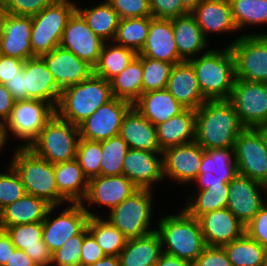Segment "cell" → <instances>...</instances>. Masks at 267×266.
Returning <instances> with one entry per match:
<instances>
[{"label": "cell", "instance_id": "1", "mask_svg": "<svg viewBox=\"0 0 267 266\" xmlns=\"http://www.w3.org/2000/svg\"><path fill=\"white\" fill-rule=\"evenodd\" d=\"M195 113V141L205 151L234 147L245 129L229 100H207Z\"/></svg>", "mask_w": 267, "mask_h": 266}, {"label": "cell", "instance_id": "2", "mask_svg": "<svg viewBox=\"0 0 267 266\" xmlns=\"http://www.w3.org/2000/svg\"><path fill=\"white\" fill-rule=\"evenodd\" d=\"M156 232L160 236L163 253L192 263L206 247L199 220L184 209L180 214L161 217Z\"/></svg>", "mask_w": 267, "mask_h": 266}, {"label": "cell", "instance_id": "3", "mask_svg": "<svg viewBox=\"0 0 267 266\" xmlns=\"http://www.w3.org/2000/svg\"><path fill=\"white\" fill-rule=\"evenodd\" d=\"M113 98L110 81L92 73L84 81L63 89L55 110L60 118L78 126Z\"/></svg>", "mask_w": 267, "mask_h": 266}, {"label": "cell", "instance_id": "4", "mask_svg": "<svg viewBox=\"0 0 267 266\" xmlns=\"http://www.w3.org/2000/svg\"><path fill=\"white\" fill-rule=\"evenodd\" d=\"M196 74L201 92L206 100H228L234 81V58L229 48L209 49L188 61Z\"/></svg>", "mask_w": 267, "mask_h": 266}, {"label": "cell", "instance_id": "5", "mask_svg": "<svg viewBox=\"0 0 267 266\" xmlns=\"http://www.w3.org/2000/svg\"><path fill=\"white\" fill-rule=\"evenodd\" d=\"M10 165L19 175L27 194L45 200L51 206H59L54 164L38 157L29 148L18 147Z\"/></svg>", "mask_w": 267, "mask_h": 266}, {"label": "cell", "instance_id": "6", "mask_svg": "<svg viewBox=\"0 0 267 266\" xmlns=\"http://www.w3.org/2000/svg\"><path fill=\"white\" fill-rule=\"evenodd\" d=\"M79 139L78 126L55 113L28 148L38 157L56 164L76 158Z\"/></svg>", "mask_w": 267, "mask_h": 266}, {"label": "cell", "instance_id": "7", "mask_svg": "<svg viewBox=\"0 0 267 266\" xmlns=\"http://www.w3.org/2000/svg\"><path fill=\"white\" fill-rule=\"evenodd\" d=\"M77 9L72 0H55L39 14L31 16V46L33 57L49 53L60 42L68 20Z\"/></svg>", "mask_w": 267, "mask_h": 266}, {"label": "cell", "instance_id": "8", "mask_svg": "<svg viewBox=\"0 0 267 266\" xmlns=\"http://www.w3.org/2000/svg\"><path fill=\"white\" fill-rule=\"evenodd\" d=\"M55 113V108L42 100L28 99L14 102L11 116L2 126L5 143L7 135L11 134L13 138L26 140L23 145L17 147L28 148Z\"/></svg>", "mask_w": 267, "mask_h": 266}, {"label": "cell", "instance_id": "9", "mask_svg": "<svg viewBox=\"0 0 267 266\" xmlns=\"http://www.w3.org/2000/svg\"><path fill=\"white\" fill-rule=\"evenodd\" d=\"M152 190L139 189L109 211L107 221L127 239L146 236L155 229L149 228L152 219Z\"/></svg>", "mask_w": 267, "mask_h": 266}, {"label": "cell", "instance_id": "10", "mask_svg": "<svg viewBox=\"0 0 267 266\" xmlns=\"http://www.w3.org/2000/svg\"><path fill=\"white\" fill-rule=\"evenodd\" d=\"M229 48L234 58L235 79L267 83V34H244Z\"/></svg>", "mask_w": 267, "mask_h": 266}, {"label": "cell", "instance_id": "11", "mask_svg": "<svg viewBox=\"0 0 267 266\" xmlns=\"http://www.w3.org/2000/svg\"><path fill=\"white\" fill-rule=\"evenodd\" d=\"M228 100L245 128L267 124V83L235 79Z\"/></svg>", "mask_w": 267, "mask_h": 266}, {"label": "cell", "instance_id": "12", "mask_svg": "<svg viewBox=\"0 0 267 266\" xmlns=\"http://www.w3.org/2000/svg\"><path fill=\"white\" fill-rule=\"evenodd\" d=\"M84 203H71L59 216L49 219L56 206H51L43 221V241L51 253L61 248L71 237L78 235L88 223L90 216H98L89 211Z\"/></svg>", "mask_w": 267, "mask_h": 266}, {"label": "cell", "instance_id": "13", "mask_svg": "<svg viewBox=\"0 0 267 266\" xmlns=\"http://www.w3.org/2000/svg\"><path fill=\"white\" fill-rule=\"evenodd\" d=\"M238 174L263 185L267 183V147L257 128H245L234 145Z\"/></svg>", "mask_w": 267, "mask_h": 266}, {"label": "cell", "instance_id": "14", "mask_svg": "<svg viewBox=\"0 0 267 266\" xmlns=\"http://www.w3.org/2000/svg\"><path fill=\"white\" fill-rule=\"evenodd\" d=\"M132 107L129 101L113 98L78 125L80 138L102 142L119 135L123 118Z\"/></svg>", "mask_w": 267, "mask_h": 266}, {"label": "cell", "instance_id": "15", "mask_svg": "<svg viewBox=\"0 0 267 266\" xmlns=\"http://www.w3.org/2000/svg\"><path fill=\"white\" fill-rule=\"evenodd\" d=\"M104 41L88 26L82 15L76 10L63 30L60 47L71 51L92 68L99 60Z\"/></svg>", "mask_w": 267, "mask_h": 266}, {"label": "cell", "instance_id": "16", "mask_svg": "<svg viewBox=\"0 0 267 266\" xmlns=\"http://www.w3.org/2000/svg\"><path fill=\"white\" fill-rule=\"evenodd\" d=\"M205 150L196 142L172 146L162 151L163 175L178 184L194 182Z\"/></svg>", "mask_w": 267, "mask_h": 266}, {"label": "cell", "instance_id": "17", "mask_svg": "<svg viewBox=\"0 0 267 266\" xmlns=\"http://www.w3.org/2000/svg\"><path fill=\"white\" fill-rule=\"evenodd\" d=\"M260 191L265 193V185L241 174L229 182L226 208L245 227L267 202L262 199Z\"/></svg>", "mask_w": 267, "mask_h": 266}, {"label": "cell", "instance_id": "18", "mask_svg": "<svg viewBox=\"0 0 267 266\" xmlns=\"http://www.w3.org/2000/svg\"><path fill=\"white\" fill-rule=\"evenodd\" d=\"M31 16L0 12V54L20 60L33 57Z\"/></svg>", "mask_w": 267, "mask_h": 266}, {"label": "cell", "instance_id": "19", "mask_svg": "<svg viewBox=\"0 0 267 266\" xmlns=\"http://www.w3.org/2000/svg\"><path fill=\"white\" fill-rule=\"evenodd\" d=\"M160 155L162 152L129 149L123 160L122 175L139 189L153 190V184L164 180L163 157Z\"/></svg>", "mask_w": 267, "mask_h": 266}, {"label": "cell", "instance_id": "20", "mask_svg": "<svg viewBox=\"0 0 267 266\" xmlns=\"http://www.w3.org/2000/svg\"><path fill=\"white\" fill-rule=\"evenodd\" d=\"M40 57L61 91L84 81L93 73V68L89 64L60 46Z\"/></svg>", "mask_w": 267, "mask_h": 266}, {"label": "cell", "instance_id": "21", "mask_svg": "<svg viewBox=\"0 0 267 266\" xmlns=\"http://www.w3.org/2000/svg\"><path fill=\"white\" fill-rule=\"evenodd\" d=\"M22 71L24 73L25 100H42L50 103L56 109L61 90L44 60L40 56L27 59Z\"/></svg>", "mask_w": 267, "mask_h": 266}, {"label": "cell", "instance_id": "22", "mask_svg": "<svg viewBox=\"0 0 267 266\" xmlns=\"http://www.w3.org/2000/svg\"><path fill=\"white\" fill-rule=\"evenodd\" d=\"M138 190L139 188L124 175H99L89 179L84 202L87 201L90 206L104 205L110 211Z\"/></svg>", "mask_w": 267, "mask_h": 266}, {"label": "cell", "instance_id": "23", "mask_svg": "<svg viewBox=\"0 0 267 266\" xmlns=\"http://www.w3.org/2000/svg\"><path fill=\"white\" fill-rule=\"evenodd\" d=\"M198 220L206 246L222 247L245 234V226L227 208L207 212Z\"/></svg>", "mask_w": 267, "mask_h": 266}, {"label": "cell", "instance_id": "24", "mask_svg": "<svg viewBox=\"0 0 267 266\" xmlns=\"http://www.w3.org/2000/svg\"><path fill=\"white\" fill-rule=\"evenodd\" d=\"M173 34L171 19L150 17V27L146 43L138 55L168 63L183 62L179 57Z\"/></svg>", "mask_w": 267, "mask_h": 266}, {"label": "cell", "instance_id": "25", "mask_svg": "<svg viewBox=\"0 0 267 266\" xmlns=\"http://www.w3.org/2000/svg\"><path fill=\"white\" fill-rule=\"evenodd\" d=\"M166 89L187 109H198L207 100L199 87L193 66L188 61L174 64Z\"/></svg>", "mask_w": 267, "mask_h": 266}, {"label": "cell", "instance_id": "26", "mask_svg": "<svg viewBox=\"0 0 267 266\" xmlns=\"http://www.w3.org/2000/svg\"><path fill=\"white\" fill-rule=\"evenodd\" d=\"M5 231L16 249L24 250L37 266L52 265V253L43 241V222L14 225Z\"/></svg>", "mask_w": 267, "mask_h": 266}, {"label": "cell", "instance_id": "27", "mask_svg": "<svg viewBox=\"0 0 267 266\" xmlns=\"http://www.w3.org/2000/svg\"><path fill=\"white\" fill-rule=\"evenodd\" d=\"M54 173L59 191V205L65 203H83L87 192L89 179L84 175L78 160L54 164Z\"/></svg>", "mask_w": 267, "mask_h": 266}, {"label": "cell", "instance_id": "28", "mask_svg": "<svg viewBox=\"0 0 267 266\" xmlns=\"http://www.w3.org/2000/svg\"><path fill=\"white\" fill-rule=\"evenodd\" d=\"M119 135L130 149L162 152L156 126L132 107L124 116Z\"/></svg>", "mask_w": 267, "mask_h": 266}, {"label": "cell", "instance_id": "29", "mask_svg": "<svg viewBox=\"0 0 267 266\" xmlns=\"http://www.w3.org/2000/svg\"><path fill=\"white\" fill-rule=\"evenodd\" d=\"M191 14L206 39L208 33L238 31L229 0H202Z\"/></svg>", "mask_w": 267, "mask_h": 266}, {"label": "cell", "instance_id": "30", "mask_svg": "<svg viewBox=\"0 0 267 266\" xmlns=\"http://www.w3.org/2000/svg\"><path fill=\"white\" fill-rule=\"evenodd\" d=\"M133 107L154 126L166 122L185 109L167 89L142 93Z\"/></svg>", "mask_w": 267, "mask_h": 266}, {"label": "cell", "instance_id": "31", "mask_svg": "<svg viewBox=\"0 0 267 266\" xmlns=\"http://www.w3.org/2000/svg\"><path fill=\"white\" fill-rule=\"evenodd\" d=\"M51 205L34 195L25 194L15 202L0 210V229L7 227L43 222Z\"/></svg>", "mask_w": 267, "mask_h": 266}, {"label": "cell", "instance_id": "32", "mask_svg": "<svg viewBox=\"0 0 267 266\" xmlns=\"http://www.w3.org/2000/svg\"><path fill=\"white\" fill-rule=\"evenodd\" d=\"M171 21L178 54L183 61H189L206 50V37L191 13L173 18Z\"/></svg>", "mask_w": 267, "mask_h": 266}, {"label": "cell", "instance_id": "33", "mask_svg": "<svg viewBox=\"0 0 267 266\" xmlns=\"http://www.w3.org/2000/svg\"><path fill=\"white\" fill-rule=\"evenodd\" d=\"M195 110L185 108L166 122L156 125L160 149L195 141Z\"/></svg>", "mask_w": 267, "mask_h": 266}, {"label": "cell", "instance_id": "34", "mask_svg": "<svg viewBox=\"0 0 267 266\" xmlns=\"http://www.w3.org/2000/svg\"><path fill=\"white\" fill-rule=\"evenodd\" d=\"M163 254L160 236L156 231L128 239L119 254L120 266H156Z\"/></svg>", "mask_w": 267, "mask_h": 266}, {"label": "cell", "instance_id": "35", "mask_svg": "<svg viewBox=\"0 0 267 266\" xmlns=\"http://www.w3.org/2000/svg\"><path fill=\"white\" fill-rule=\"evenodd\" d=\"M142 83V56L137 55L121 73L110 80L113 97L133 104L143 93Z\"/></svg>", "mask_w": 267, "mask_h": 266}, {"label": "cell", "instance_id": "36", "mask_svg": "<svg viewBox=\"0 0 267 266\" xmlns=\"http://www.w3.org/2000/svg\"><path fill=\"white\" fill-rule=\"evenodd\" d=\"M110 44L104 42L98 63L93 68L95 75L107 81L121 73L138 55L133 50L117 45L114 42H110Z\"/></svg>", "mask_w": 267, "mask_h": 266}, {"label": "cell", "instance_id": "37", "mask_svg": "<svg viewBox=\"0 0 267 266\" xmlns=\"http://www.w3.org/2000/svg\"><path fill=\"white\" fill-rule=\"evenodd\" d=\"M76 10L100 39L113 42L120 18L106 0L93 8L81 9L77 6Z\"/></svg>", "mask_w": 267, "mask_h": 266}, {"label": "cell", "instance_id": "38", "mask_svg": "<svg viewBox=\"0 0 267 266\" xmlns=\"http://www.w3.org/2000/svg\"><path fill=\"white\" fill-rule=\"evenodd\" d=\"M222 247L232 266H266L267 250L246 233Z\"/></svg>", "mask_w": 267, "mask_h": 266}, {"label": "cell", "instance_id": "39", "mask_svg": "<svg viewBox=\"0 0 267 266\" xmlns=\"http://www.w3.org/2000/svg\"><path fill=\"white\" fill-rule=\"evenodd\" d=\"M229 183L210 185L207 189H197L183 208L190 216L199 218L203 214L227 207Z\"/></svg>", "mask_w": 267, "mask_h": 266}, {"label": "cell", "instance_id": "40", "mask_svg": "<svg viewBox=\"0 0 267 266\" xmlns=\"http://www.w3.org/2000/svg\"><path fill=\"white\" fill-rule=\"evenodd\" d=\"M87 228L105 256H119L128 240L122 232L101 216H90Z\"/></svg>", "mask_w": 267, "mask_h": 266}, {"label": "cell", "instance_id": "41", "mask_svg": "<svg viewBox=\"0 0 267 266\" xmlns=\"http://www.w3.org/2000/svg\"><path fill=\"white\" fill-rule=\"evenodd\" d=\"M150 27V17L120 19L113 42L137 54L144 47Z\"/></svg>", "mask_w": 267, "mask_h": 266}, {"label": "cell", "instance_id": "42", "mask_svg": "<svg viewBox=\"0 0 267 266\" xmlns=\"http://www.w3.org/2000/svg\"><path fill=\"white\" fill-rule=\"evenodd\" d=\"M234 157V147L204 151L199 174L212 172L229 183L238 174Z\"/></svg>", "mask_w": 267, "mask_h": 266}, {"label": "cell", "instance_id": "43", "mask_svg": "<svg viewBox=\"0 0 267 266\" xmlns=\"http://www.w3.org/2000/svg\"><path fill=\"white\" fill-rule=\"evenodd\" d=\"M237 30L267 23V0H229Z\"/></svg>", "mask_w": 267, "mask_h": 266}, {"label": "cell", "instance_id": "44", "mask_svg": "<svg viewBox=\"0 0 267 266\" xmlns=\"http://www.w3.org/2000/svg\"><path fill=\"white\" fill-rule=\"evenodd\" d=\"M102 156L100 175H122L123 160L129 151L127 143L120 135L101 142Z\"/></svg>", "mask_w": 267, "mask_h": 266}, {"label": "cell", "instance_id": "45", "mask_svg": "<svg viewBox=\"0 0 267 266\" xmlns=\"http://www.w3.org/2000/svg\"><path fill=\"white\" fill-rule=\"evenodd\" d=\"M172 63L142 56L143 93L166 89Z\"/></svg>", "mask_w": 267, "mask_h": 266}, {"label": "cell", "instance_id": "46", "mask_svg": "<svg viewBox=\"0 0 267 266\" xmlns=\"http://www.w3.org/2000/svg\"><path fill=\"white\" fill-rule=\"evenodd\" d=\"M101 156V142L79 139L76 159L88 179L100 175Z\"/></svg>", "mask_w": 267, "mask_h": 266}, {"label": "cell", "instance_id": "47", "mask_svg": "<svg viewBox=\"0 0 267 266\" xmlns=\"http://www.w3.org/2000/svg\"><path fill=\"white\" fill-rule=\"evenodd\" d=\"M87 226L78 234L68 239L61 248L52 253V264L56 266H81V250Z\"/></svg>", "mask_w": 267, "mask_h": 266}, {"label": "cell", "instance_id": "48", "mask_svg": "<svg viewBox=\"0 0 267 266\" xmlns=\"http://www.w3.org/2000/svg\"><path fill=\"white\" fill-rule=\"evenodd\" d=\"M25 194L27 193L19 175L9 164L8 170L0 173V210Z\"/></svg>", "mask_w": 267, "mask_h": 266}, {"label": "cell", "instance_id": "49", "mask_svg": "<svg viewBox=\"0 0 267 266\" xmlns=\"http://www.w3.org/2000/svg\"><path fill=\"white\" fill-rule=\"evenodd\" d=\"M55 0H4L0 4V12L14 15L34 16Z\"/></svg>", "mask_w": 267, "mask_h": 266}, {"label": "cell", "instance_id": "50", "mask_svg": "<svg viewBox=\"0 0 267 266\" xmlns=\"http://www.w3.org/2000/svg\"><path fill=\"white\" fill-rule=\"evenodd\" d=\"M120 19L152 17L149 0H106Z\"/></svg>", "mask_w": 267, "mask_h": 266}, {"label": "cell", "instance_id": "51", "mask_svg": "<svg viewBox=\"0 0 267 266\" xmlns=\"http://www.w3.org/2000/svg\"><path fill=\"white\" fill-rule=\"evenodd\" d=\"M152 17L156 19H173L188 14L181 0H149Z\"/></svg>", "mask_w": 267, "mask_h": 266}, {"label": "cell", "instance_id": "52", "mask_svg": "<svg viewBox=\"0 0 267 266\" xmlns=\"http://www.w3.org/2000/svg\"><path fill=\"white\" fill-rule=\"evenodd\" d=\"M245 233L267 250V202L247 224Z\"/></svg>", "mask_w": 267, "mask_h": 266}, {"label": "cell", "instance_id": "53", "mask_svg": "<svg viewBox=\"0 0 267 266\" xmlns=\"http://www.w3.org/2000/svg\"><path fill=\"white\" fill-rule=\"evenodd\" d=\"M194 266H232L223 247L206 246Z\"/></svg>", "mask_w": 267, "mask_h": 266}, {"label": "cell", "instance_id": "54", "mask_svg": "<svg viewBox=\"0 0 267 266\" xmlns=\"http://www.w3.org/2000/svg\"><path fill=\"white\" fill-rule=\"evenodd\" d=\"M105 256L96 239L88 232L84 236L81 250V266L96 263Z\"/></svg>", "mask_w": 267, "mask_h": 266}, {"label": "cell", "instance_id": "55", "mask_svg": "<svg viewBox=\"0 0 267 266\" xmlns=\"http://www.w3.org/2000/svg\"><path fill=\"white\" fill-rule=\"evenodd\" d=\"M24 60L0 54V83L6 84L19 73L24 65Z\"/></svg>", "mask_w": 267, "mask_h": 266}, {"label": "cell", "instance_id": "56", "mask_svg": "<svg viewBox=\"0 0 267 266\" xmlns=\"http://www.w3.org/2000/svg\"><path fill=\"white\" fill-rule=\"evenodd\" d=\"M14 102L10 91L0 83V124L2 126L11 116Z\"/></svg>", "mask_w": 267, "mask_h": 266}, {"label": "cell", "instance_id": "57", "mask_svg": "<svg viewBox=\"0 0 267 266\" xmlns=\"http://www.w3.org/2000/svg\"><path fill=\"white\" fill-rule=\"evenodd\" d=\"M5 86L10 91L15 102L25 100L24 73L22 70L9 80Z\"/></svg>", "mask_w": 267, "mask_h": 266}, {"label": "cell", "instance_id": "58", "mask_svg": "<svg viewBox=\"0 0 267 266\" xmlns=\"http://www.w3.org/2000/svg\"><path fill=\"white\" fill-rule=\"evenodd\" d=\"M11 237L5 230L0 229V265L5 266L15 251Z\"/></svg>", "mask_w": 267, "mask_h": 266}, {"label": "cell", "instance_id": "59", "mask_svg": "<svg viewBox=\"0 0 267 266\" xmlns=\"http://www.w3.org/2000/svg\"><path fill=\"white\" fill-rule=\"evenodd\" d=\"M5 266H37L24 250L15 249Z\"/></svg>", "mask_w": 267, "mask_h": 266}, {"label": "cell", "instance_id": "60", "mask_svg": "<svg viewBox=\"0 0 267 266\" xmlns=\"http://www.w3.org/2000/svg\"><path fill=\"white\" fill-rule=\"evenodd\" d=\"M199 184V189H207L210 185L222 184L223 178H219V176H215L212 172H206L203 174H199L197 179L194 181Z\"/></svg>", "mask_w": 267, "mask_h": 266}, {"label": "cell", "instance_id": "61", "mask_svg": "<svg viewBox=\"0 0 267 266\" xmlns=\"http://www.w3.org/2000/svg\"><path fill=\"white\" fill-rule=\"evenodd\" d=\"M156 266H194V263L163 253Z\"/></svg>", "mask_w": 267, "mask_h": 266}, {"label": "cell", "instance_id": "62", "mask_svg": "<svg viewBox=\"0 0 267 266\" xmlns=\"http://www.w3.org/2000/svg\"><path fill=\"white\" fill-rule=\"evenodd\" d=\"M87 266H120L119 256H104L96 263Z\"/></svg>", "mask_w": 267, "mask_h": 266}, {"label": "cell", "instance_id": "63", "mask_svg": "<svg viewBox=\"0 0 267 266\" xmlns=\"http://www.w3.org/2000/svg\"><path fill=\"white\" fill-rule=\"evenodd\" d=\"M202 0H181L183 7L191 13Z\"/></svg>", "mask_w": 267, "mask_h": 266}, {"label": "cell", "instance_id": "64", "mask_svg": "<svg viewBox=\"0 0 267 266\" xmlns=\"http://www.w3.org/2000/svg\"><path fill=\"white\" fill-rule=\"evenodd\" d=\"M257 129L262 134L263 139H264L265 144H266V147H267V124L266 125H263V126H260V127H257Z\"/></svg>", "mask_w": 267, "mask_h": 266}, {"label": "cell", "instance_id": "65", "mask_svg": "<svg viewBox=\"0 0 267 266\" xmlns=\"http://www.w3.org/2000/svg\"><path fill=\"white\" fill-rule=\"evenodd\" d=\"M5 145L4 137L2 132H0V152L2 151V147Z\"/></svg>", "mask_w": 267, "mask_h": 266}, {"label": "cell", "instance_id": "66", "mask_svg": "<svg viewBox=\"0 0 267 266\" xmlns=\"http://www.w3.org/2000/svg\"><path fill=\"white\" fill-rule=\"evenodd\" d=\"M265 195H266V197H264V198H266V200H267V183L265 184Z\"/></svg>", "mask_w": 267, "mask_h": 266}]
</instances>
